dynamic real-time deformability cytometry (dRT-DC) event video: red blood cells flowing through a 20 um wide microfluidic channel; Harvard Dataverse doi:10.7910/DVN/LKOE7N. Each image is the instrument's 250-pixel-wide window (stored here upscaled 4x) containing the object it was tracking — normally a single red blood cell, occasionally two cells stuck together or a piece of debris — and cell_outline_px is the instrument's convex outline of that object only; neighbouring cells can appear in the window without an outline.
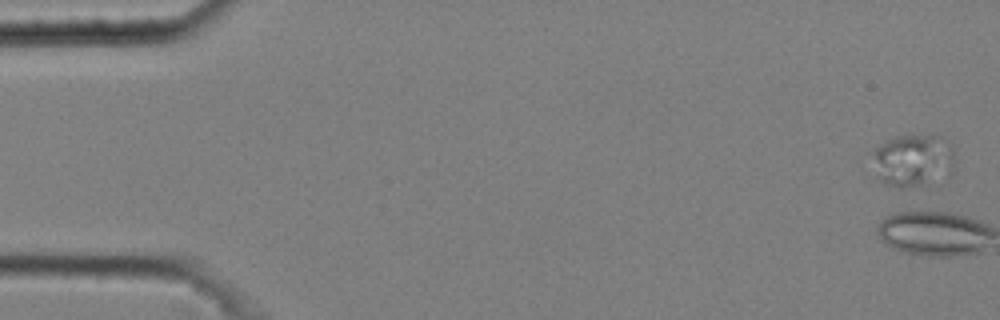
{"species": "common noctule bat (a hibernating species)", "species_latin": "Nyctalus noctula", "temperature_condition": "cold", "stored_images_in_passage": 10, "camera_frame_rate_fps": 3000, "um_per_image_px": 0.085, "animal": {"sex": "male", "body_mass_g": 20.4}, "frame": {"image": 1, "passage_image": 1, "time_ms": 0.0, "image_size_px": [1000, 320], "cell_outline_px": [[952, 172], [948, 176], [924, 184], [900, 188], [896, 188], [872, 180], [872, 152], [876, 148], [888, 140], [896, 136], [944, 136], [952, 144]], "centroid_in_image_um": [77.52, 13.67], "position_along_channel_um": 7.5, "area_um2": 25.78}}
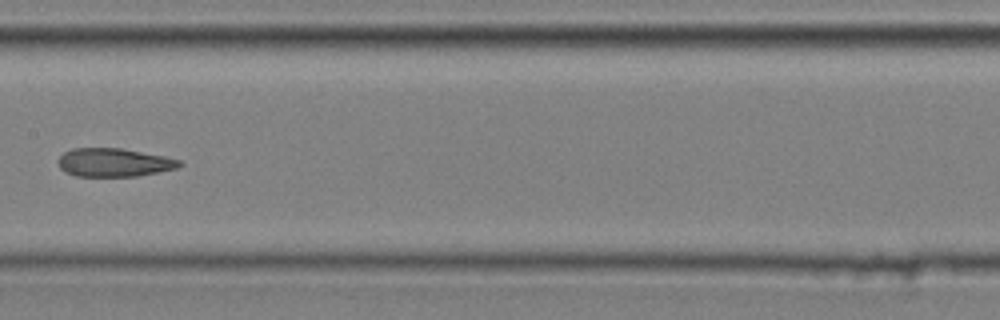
{"frame": {"image": 2, "passage_image": 9, "time_ms": 2.667, "image_size_px": [1000, 320], "cell_outline_px": [[184, 164], [176, 168], [136, 176], [76, 176], [64, 172], [60, 168], [60, 156], [64, 152], [72, 148], [120, 148], [164, 156], [180, 160]], "centroid_in_image_um": [9.68, 13.81], "position_along_channel_um": 197.7, "area_um2": 19.88}}
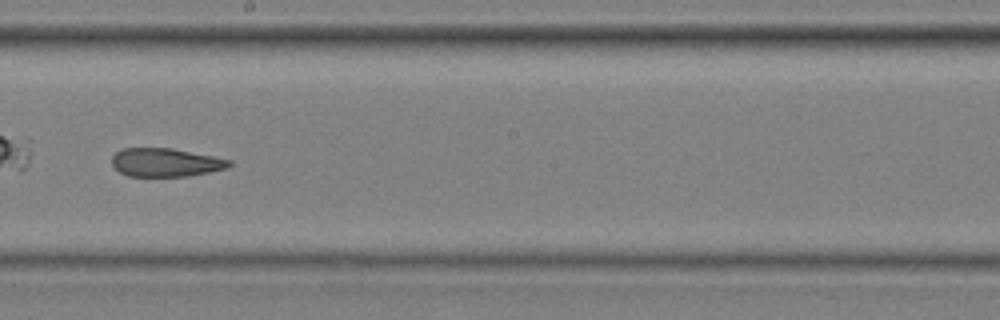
{"frame": {"image": 3, "passage_image": 10, "time_ms": 3.0, "image_size_px": [1000, 320], "cell_outline_px": [[232, 164], [228, 168], [188, 176], [128, 176], [120, 172], [112, 164], [112, 156], [120, 148], [172, 148], [232, 160]], "centroid_in_image_um": [14.07, 13.8], "position_along_channel_um": 234.1, "area_um2": 19.42}}